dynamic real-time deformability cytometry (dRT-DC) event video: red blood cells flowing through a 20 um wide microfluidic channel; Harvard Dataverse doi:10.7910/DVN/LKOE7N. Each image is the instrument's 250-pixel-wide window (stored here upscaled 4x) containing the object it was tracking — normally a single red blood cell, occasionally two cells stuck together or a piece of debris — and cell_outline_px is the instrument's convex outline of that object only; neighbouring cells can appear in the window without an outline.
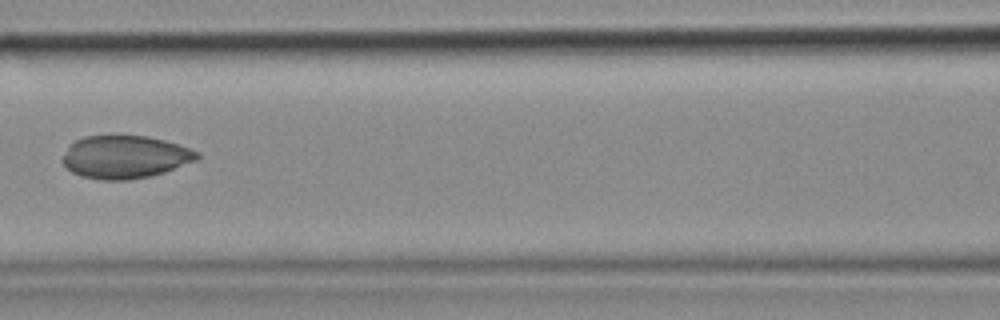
{"species": "common noctule bat (a hibernating species)", "species_latin": "Nyctalus noctula", "temperature_condition": "cold", "stored_images_in_passage": 5, "camera_frame_rate_fps": 3000, "um_per_image_px": 0.085, "animal": {"sex": "female", "body_mass_g": 18.4}, "frame": {"image": 1, "passage_image": 5, "time_ms": 1.333, "image_size_px": [1000, 320], "cell_outline_px": [[200, 156], [196, 160], [164, 172], [152, 176], [128, 180], [100, 180], [80, 176], [72, 172], [60, 160], [68, 144], [84, 136], [112, 132], [148, 136], [164, 140], [200, 152]], "centroid_in_image_um": [10.56, 13.3], "position_along_channel_um": 156.0, "area_um2": 34.62}}